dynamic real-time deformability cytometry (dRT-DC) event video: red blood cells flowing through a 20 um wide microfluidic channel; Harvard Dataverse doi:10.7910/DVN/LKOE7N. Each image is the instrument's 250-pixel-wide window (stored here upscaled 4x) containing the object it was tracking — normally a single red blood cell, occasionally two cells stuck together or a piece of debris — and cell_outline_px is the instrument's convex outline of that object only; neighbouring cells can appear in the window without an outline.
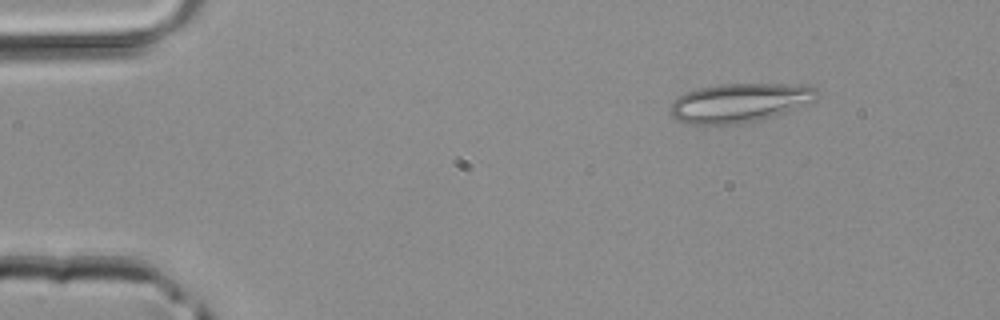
{"species": "common noctule bat (a hibernating species)", "species_latin": "Nyctalus noctula", "temperature_condition": "room temperature", "stored_images_in_passage": 19, "camera_frame_rate_fps": 3000, "um_per_image_px": 0.085, "animal": {"sex": "male", "body_mass_g": 20.4}, "frame": {"image": 1, "passage_image": 1, "time_ms": 0.0, "image_size_px": [1000, 320], "cell_outline_px": [[820, 96], [816, 100], [784, 112], [772, 116], [740, 124], [692, 124], [680, 120], [672, 116], [672, 100], [684, 92], [700, 88], [720, 84], [804, 84], [816, 88]], "centroid_in_image_um": [62.9, 8.71], "position_along_channel_um": 22.1, "area_um2": 33.12}}